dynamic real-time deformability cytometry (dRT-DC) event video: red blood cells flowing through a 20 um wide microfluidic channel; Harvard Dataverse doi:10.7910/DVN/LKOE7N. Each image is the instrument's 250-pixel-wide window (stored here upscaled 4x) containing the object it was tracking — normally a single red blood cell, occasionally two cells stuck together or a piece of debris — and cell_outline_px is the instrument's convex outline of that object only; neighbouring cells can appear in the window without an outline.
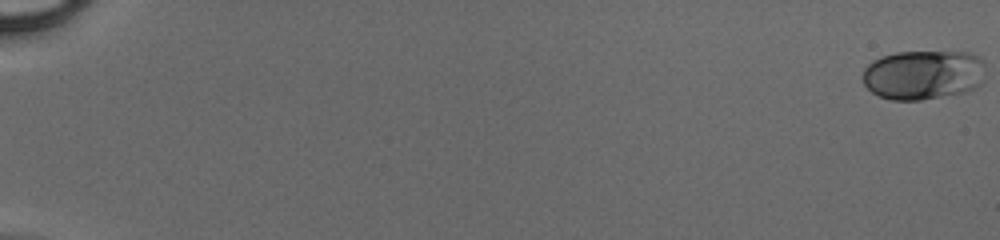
{"species": "human", "species_latin": "Homo sapiens", "temperature_condition": "cold", "stored_images_in_passage": 50, "camera_frame_rate_fps": 3000, "um_per_image_px": 0.085, "donor": {"sex": "male"}, "frame": {"image": 1, "passage_image": 1, "time_ms": 0.0, "image_size_px": [1000, 240], "cell_outline_px": [[984, 64], [980, 84], [964, 92], [920, 100], [892, 100], [880, 96], [872, 92], [864, 84], [864, 68], [868, 64], [884, 56], [896, 52], [968, 52], [980, 56]], "centroid_in_image_um": [78.47, 6.35], "position_along_channel_um": 6.5, "area_um2": 35.08}}
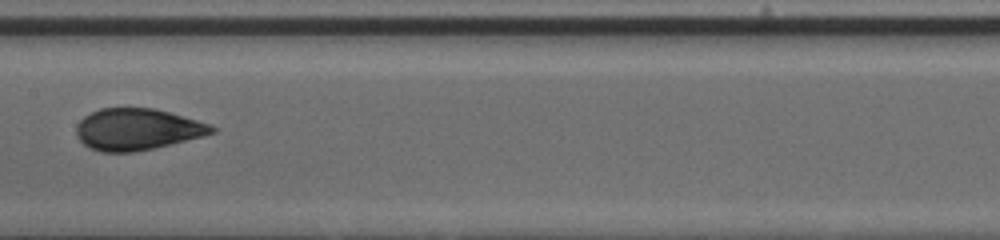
{"frame": {"image": 2, "passage_image": 29, "time_ms": 9.333, "image_size_px": [1000, 240], "cell_outline_px": [[216, 132], [204, 136], [152, 148], [132, 152], [100, 152], [88, 148], [76, 136], [76, 124], [84, 116], [100, 108], [156, 108], [212, 124], [216, 128]], "centroid_in_image_um": [11.66, 10.99], "position_along_channel_um": 195.7, "area_um2": 32.95}}
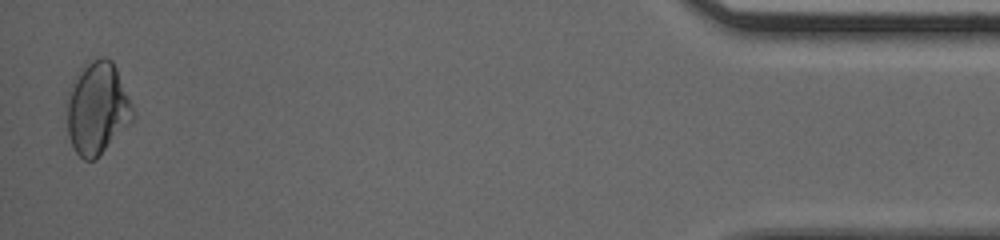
{"frame": {"image": 3, "passage_image": 50, "time_ms": 16.333, "image_size_px": [1000, 240], "cell_outline_px": [[136, 116], [132, 124], [96, 160], [84, 160], [76, 152], [68, 136], [64, 104], [68, 88], [76, 72], [80, 68], [92, 60], [100, 56], [104, 56], [112, 60], [116, 68], [136, 112]], "centroid_in_image_um": [8.26, 9.21], "position_along_channel_um": 426.9, "area_um2": 36.93}}